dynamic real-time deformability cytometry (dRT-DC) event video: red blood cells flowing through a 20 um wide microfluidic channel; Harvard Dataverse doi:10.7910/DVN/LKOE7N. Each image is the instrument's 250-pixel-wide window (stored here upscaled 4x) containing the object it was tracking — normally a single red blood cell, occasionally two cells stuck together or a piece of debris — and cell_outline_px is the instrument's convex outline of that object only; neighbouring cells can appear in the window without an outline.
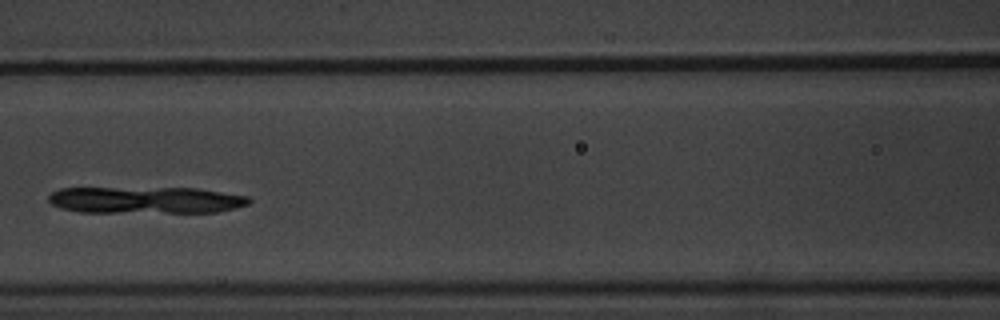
{"species": "common noctule bat (a hibernating species)", "species_latin": "Nyctalus noctula", "temperature_condition": "warm", "stored_images_in_passage": 8, "camera_frame_rate_fps": 3000, "um_per_image_px": 0.085, "animal": {"sex": "male", "body_mass_g": 20.1, "forearm_length_mm": 53.5}, "frame": {"image": 1, "passage_image": 5, "time_ms": 5.0, "image_size_px": [1000, 320], "cell_outline_px": [[252, 200], [248, 204], [216, 212], [80, 212], [60, 208], [52, 204], [48, 200], [48, 196], [52, 192], [60, 188], [196, 188], [248, 196]], "centroid_in_image_um": [12.35, 17.0], "position_along_channel_um": 154.2, "area_um2": 31.15}}